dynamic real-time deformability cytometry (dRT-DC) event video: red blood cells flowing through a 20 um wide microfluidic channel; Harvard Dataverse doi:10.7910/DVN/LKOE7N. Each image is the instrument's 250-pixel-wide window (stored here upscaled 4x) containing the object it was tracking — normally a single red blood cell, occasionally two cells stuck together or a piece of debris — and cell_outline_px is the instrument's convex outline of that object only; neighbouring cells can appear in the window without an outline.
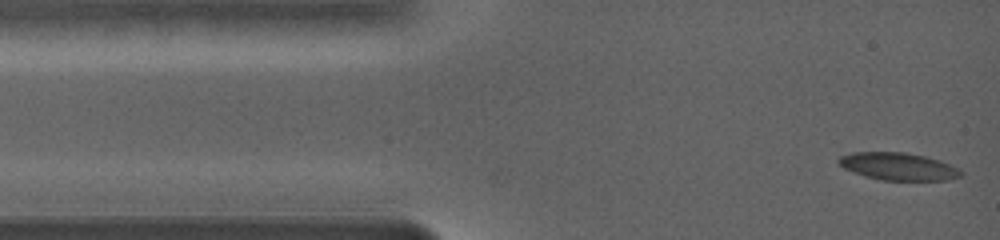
{"species": "common noctule bat (a hibernating species)", "species_latin": "Nyctalus noctula", "temperature_condition": "warm", "stored_images_in_passage": 79, "camera_frame_rate_fps": 5000, "um_per_image_px": 0.085, "animal": {"sex": "female", "body_mass_g": 19.0, "forearm_length_mm": 56.7}, "frame": {"image": 1, "passage_image": 1, "time_ms": 0.0, "image_size_px": [1000, 240], "cell_outline_px": [[964, 172], [960, 176], [948, 180], [884, 180], [864, 176], [852, 172], [844, 168], [836, 160], [840, 156], [852, 152], [904, 152], [924, 156], [940, 160]], "centroid_in_image_um": [76.32, 14.14], "position_along_channel_um": 8.7, "area_um2": 19.48}}
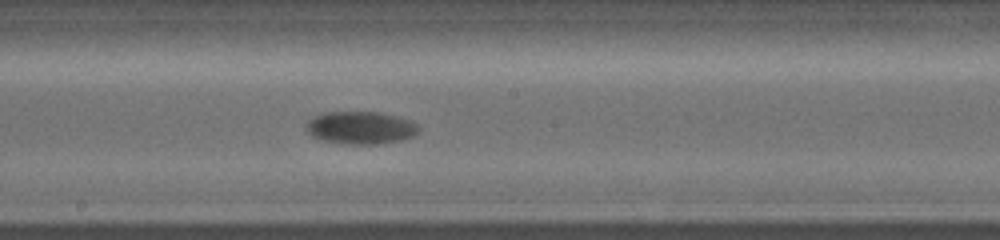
{"frame": {"image": 2, "passage_image": 33, "time_ms": 8.4, "image_size_px": [1000, 240], "cell_outline_px": [[420, 128], [412, 136], [404, 140], [376, 144], [344, 144], [320, 140], [312, 136], [304, 128], [308, 120], [324, 112], [380, 112], [412, 120]], "centroid_in_image_um": [30.64, 10.86], "position_along_channel_um": 217.6, "area_um2": 21.56}}
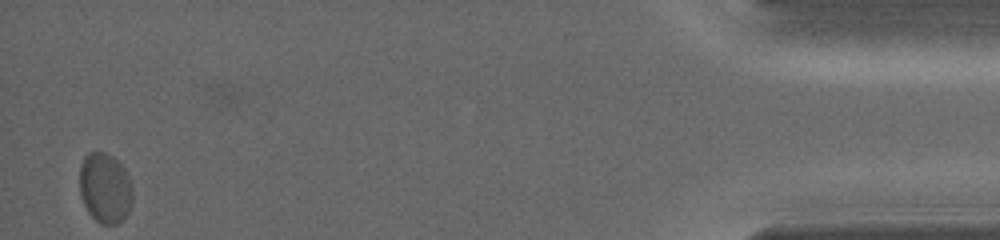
{"frame": {"image": 3, "passage_image": 79, "time_ms": 18.6, "image_size_px": [1000, 240], "cell_outline_px": [[132, 200], [128, 212], [124, 220], [116, 224], [100, 224], [88, 212], [80, 196], [80, 164], [84, 156], [88, 152], [104, 152], [112, 156], [124, 168], [132, 184]], "centroid_in_image_um": [8.92, 15.98], "position_along_channel_um": 426.3, "area_um2": 21.85}, "authors_computed_cell_mechanics": {"area_um2": 20.8658, "velocity_mm_per_s": 3.2928, "shape_relaxation_time_tau1_ms": 1.8014, "shape_relaxation_time_tau2_ms": null, "deformation_change_tau1": 0.0939, "deformation_change_tau2": null}}